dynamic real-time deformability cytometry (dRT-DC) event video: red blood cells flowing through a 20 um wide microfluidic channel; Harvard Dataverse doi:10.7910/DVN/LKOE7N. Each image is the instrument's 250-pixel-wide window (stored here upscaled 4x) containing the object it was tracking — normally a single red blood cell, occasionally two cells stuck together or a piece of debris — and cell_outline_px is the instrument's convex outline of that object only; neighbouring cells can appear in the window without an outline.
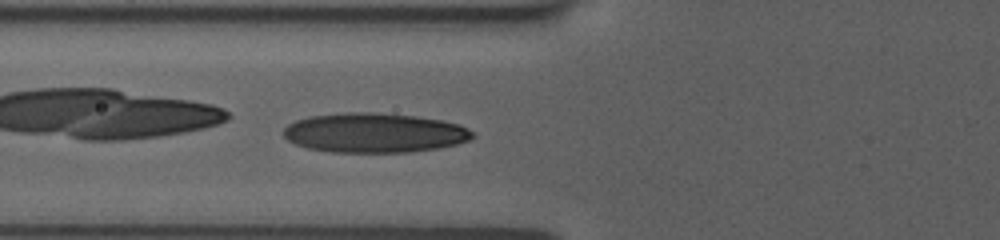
{"species": "human", "species_latin": "Homo sapiens", "temperature_condition": "room temperature", "stored_images_in_passage": 39, "camera_frame_rate_fps": 3000, "um_per_image_px": 0.085, "donor": {"sex": "female"}, "frame": {"image": 1, "passage_image": 15, "time_ms": 6.667, "image_size_px": [1000, 240], "cell_outline_px": [[476, 136], [468, 140], [456, 144], [440, 148], [408, 152], [332, 152], [308, 148], [296, 144], [288, 140], [284, 136], [284, 128], [288, 124], [296, 120], [308, 116], [348, 112], [372, 112], [416, 116], [444, 120], [460, 124], [468, 128]], "centroid_in_image_um": [31.84, 11.28], "position_along_channel_um": 94.0, "area_um2": 43.75}}
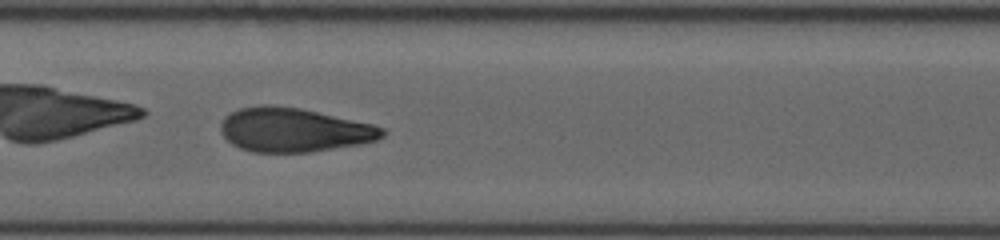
{"frame": {"image": 2, "passage_image": 22, "time_ms": 9.0, "image_size_px": [1000, 240], "cell_outline_px": [[384, 136], [376, 140], [360, 144], [308, 152], [252, 152], [240, 148], [232, 144], [224, 136], [220, 128], [220, 124], [224, 116], [240, 108], [264, 104], [300, 108], [372, 124], [384, 128]], "centroid_in_image_um": [24.95, 11.04], "position_along_channel_um": 182.4, "area_um2": 41.21}}
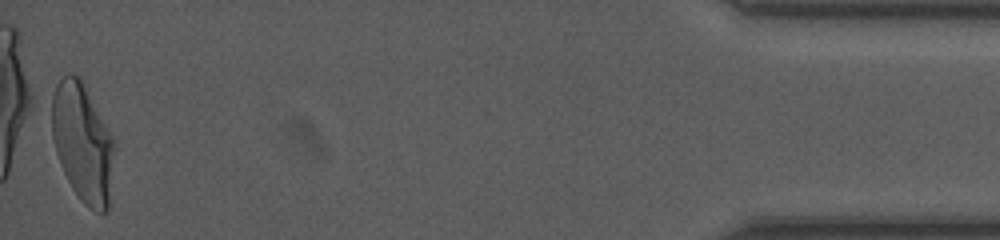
{"frame": {"image": 3, "passage_image": 39, "time_ms": 17.667, "image_size_px": [1000, 240], "cell_outline_px": [[116, 144], [108, 208], [104, 212], [96, 212], [88, 208], [80, 200], [72, 188], [60, 164], [56, 152], [52, 136], [48, 96], [56, 84], [64, 76], [72, 72], [80, 76], [112, 136]], "centroid_in_image_um": [6.98, 12.07], "position_along_channel_um": 428.2, "area_um2": 44.04}, "authors_computed_cell_mechanics": {"area_um2": 41.2114, "velocity_mm_per_s": 3.7565, "shape_relaxation_time_tau1_ms": 5.2909, "shape_relaxation_time_tau2_ms": 0.9502, "deformation_change_tau1": 0.2264, "deformation_change_tau2": 0.0734}}